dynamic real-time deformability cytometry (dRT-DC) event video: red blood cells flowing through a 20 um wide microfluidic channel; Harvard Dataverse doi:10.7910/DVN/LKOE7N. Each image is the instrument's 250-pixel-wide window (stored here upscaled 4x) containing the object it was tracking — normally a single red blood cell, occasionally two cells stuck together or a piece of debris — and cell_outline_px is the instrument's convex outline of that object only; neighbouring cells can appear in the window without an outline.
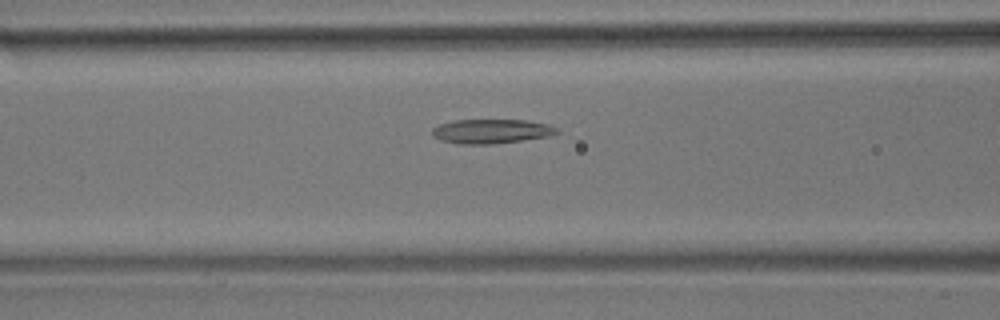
{"species": "common noctule bat (a hibernating species)", "species_latin": "Nyctalus noctula", "temperature_condition": "room temperature", "stored_images_in_passage": 44, "camera_frame_rate_fps": 3000, "um_per_image_px": 0.085, "animal": {"sex": "male", "body_mass_g": 17.9}, "frame": {"image": 1, "passage_image": 11, "time_ms": 3.333, "image_size_px": [1000, 320], "cell_outline_px": [[556, 132], [548, 136], [492, 144], [456, 144], [440, 140], [432, 136], [432, 128], [440, 124], [456, 120], [528, 120], [548, 124], [556, 128]], "centroid_in_image_um": [41.69, 11.16], "position_along_channel_um": 124.9, "area_um2": 17.51}}
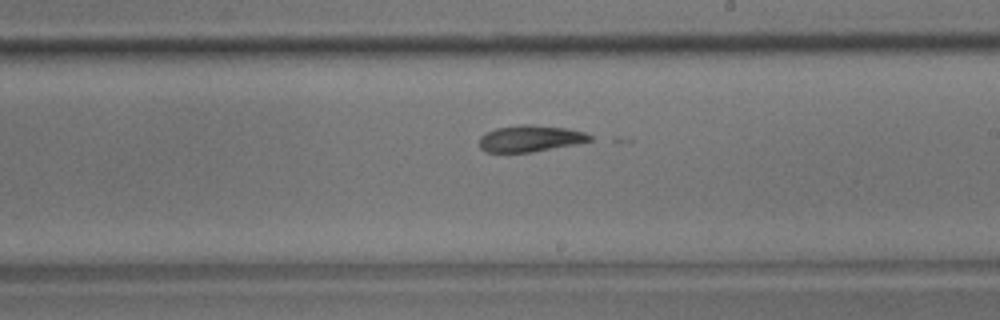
{"frame": {"image": 2, "passage_image": 21, "time_ms": 6.667, "image_size_px": [1000, 320], "cell_outline_px": [[592, 140], [576, 144], [532, 152], [484, 152], [480, 148], [480, 136], [496, 128], [520, 124], [532, 124], [568, 128], [584, 132], [592, 136]], "centroid_in_image_um": [45.08, 11.77], "position_along_channel_um": 243.9, "area_um2": 17.11}}
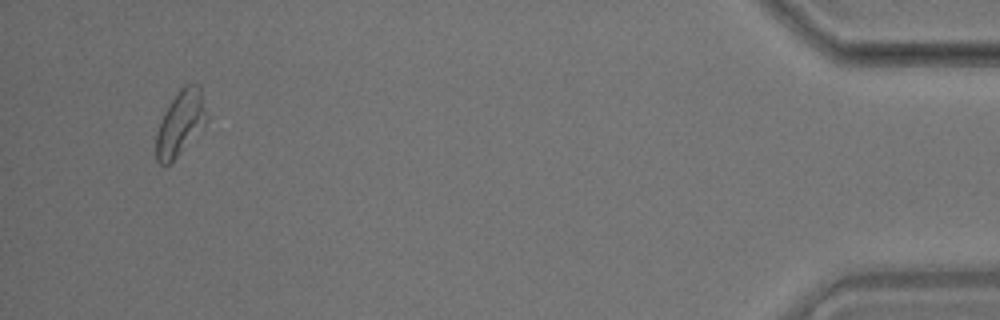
{"frame": {"image": 3, "passage_image": 42, "time_ms": 13.667, "image_size_px": [1000, 320], "cell_outline_px": [[208, 120], [180, 152], [164, 168], [156, 160], [156, 136], [160, 120], [164, 112], [180, 88], [184, 84], [200, 84], [208, 116]], "centroid_in_image_um": [15.33, 10.43], "position_along_channel_um": 419.9, "area_um2": 18.9}, "authors_computed_cell_mechanics": {"area_um2": 18.0336, "velocity_mm_per_s": 3.5885, "shape_relaxation_time_tau1_ms": null, "shape_relaxation_time_tau2_ms": 7.7226, "deformation_change_tau1": null, "deformation_change_tau2": 0.1244}}